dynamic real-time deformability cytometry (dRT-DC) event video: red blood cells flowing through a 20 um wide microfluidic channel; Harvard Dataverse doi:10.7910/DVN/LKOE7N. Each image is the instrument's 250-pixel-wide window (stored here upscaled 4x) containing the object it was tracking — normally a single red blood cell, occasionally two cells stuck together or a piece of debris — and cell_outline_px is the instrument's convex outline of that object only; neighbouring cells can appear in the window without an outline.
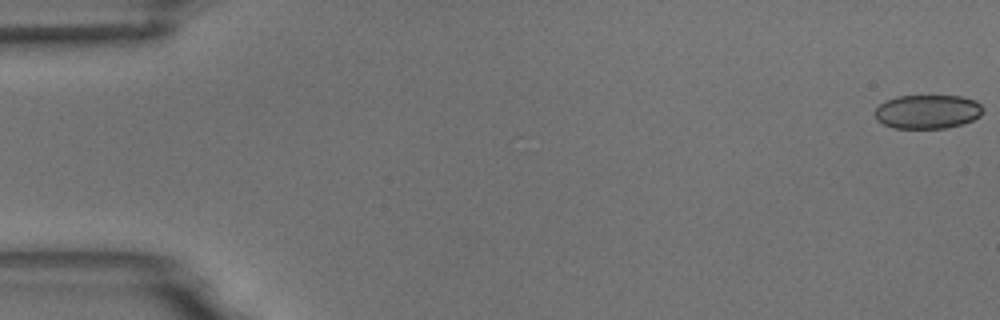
{"species": "common noctule bat (a hibernating species)", "species_latin": "Nyctalus noctula", "temperature_condition": "room temperature", "stored_images_in_passage": 55, "camera_frame_rate_fps": 3000, "um_per_image_px": 0.085, "animal": {"sex": "male", "body_mass_g": 18.8}, "frame": {"image": 1, "passage_image": 1, "time_ms": 0.0, "image_size_px": [1000, 320], "cell_outline_px": [[984, 112], [980, 116], [964, 124], [944, 128], [892, 128], [876, 120], [876, 108], [880, 104], [896, 96], [960, 96], [976, 100], [984, 108]], "centroid_in_image_um": [78.88, 9.49], "position_along_channel_um": 6.1, "area_um2": 21.44}}
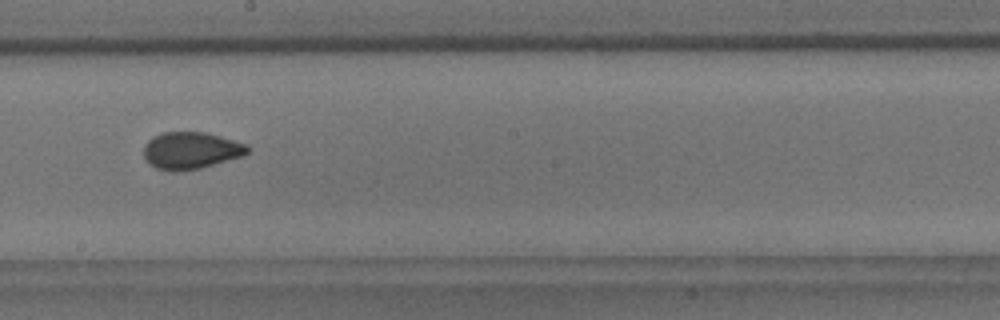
{"frame": {"image": 2, "passage_image": 31, "time_ms": 10.0, "image_size_px": [1000, 320], "cell_outline_px": [[248, 152], [244, 156], [200, 168], [172, 172], [156, 168], [148, 164], [144, 156], [144, 144], [152, 136], [160, 132], [204, 132], [220, 136], [248, 144]], "centroid_in_image_um": [16.2, 12.79], "position_along_channel_um": 232.0, "area_um2": 22.6}}
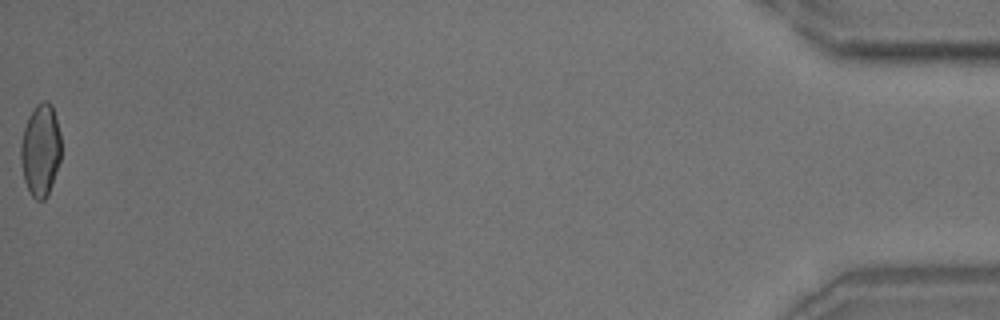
{"frame": {"image": 3, "passage_image": 55, "time_ms": 18.0, "image_size_px": [1000, 320], "cell_outline_px": [[60, 160], [48, 196], [44, 200], [36, 200], [32, 196], [24, 180], [20, 160], [20, 144], [24, 128], [28, 116], [36, 104], [44, 100], [48, 100], [52, 104], [56, 116], [60, 132]], "centroid_in_image_um": [3.44, 12.73], "position_along_channel_um": 431.8, "area_um2": 21.91}, "authors_computed_cell_mechanics": {"area_um2": 22.1952, "velocity_mm_per_s": 3.7273, "shape_relaxation_time_tau1_ms": 8.0894, "shape_relaxation_time_tau2_ms": 0.9354, "deformation_change_tau1": 0.1268, "deformation_change_tau2": 0.052}}